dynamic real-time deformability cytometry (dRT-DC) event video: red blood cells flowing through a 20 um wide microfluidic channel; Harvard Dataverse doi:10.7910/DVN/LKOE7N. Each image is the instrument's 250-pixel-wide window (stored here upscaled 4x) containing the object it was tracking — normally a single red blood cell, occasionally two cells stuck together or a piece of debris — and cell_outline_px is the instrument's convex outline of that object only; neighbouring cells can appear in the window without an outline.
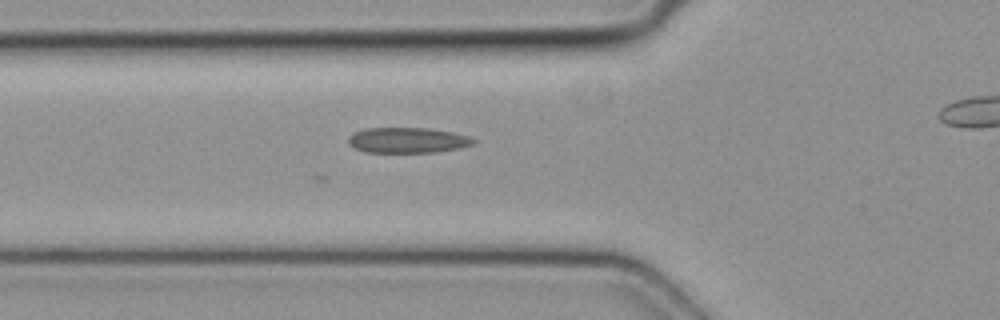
{"species": "common noctule bat (a hibernating species)", "species_latin": "Nyctalus noctula", "temperature_condition": "cold", "stored_images_in_passage": 3, "camera_frame_rate_fps": 3000, "um_per_image_px": 0.085, "animal": {"sex": "female", "body_mass_g": 19.3, "forearm_length_mm": 54.1}, "frame": {"image": 1, "passage_image": 2, "time_ms": 0.333, "image_size_px": [1000, 320], "cell_outline_px": [[476, 140], [472, 144], [460, 148], [436, 152], [364, 152], [348, 144], [348, 136], [364, 128], [428, 128], [452, 132], [468, 136]], "centroid_in_image_um": [34.63, 11.92], "position_along_channel_um": 91.2, "area_um2": 18.5}}